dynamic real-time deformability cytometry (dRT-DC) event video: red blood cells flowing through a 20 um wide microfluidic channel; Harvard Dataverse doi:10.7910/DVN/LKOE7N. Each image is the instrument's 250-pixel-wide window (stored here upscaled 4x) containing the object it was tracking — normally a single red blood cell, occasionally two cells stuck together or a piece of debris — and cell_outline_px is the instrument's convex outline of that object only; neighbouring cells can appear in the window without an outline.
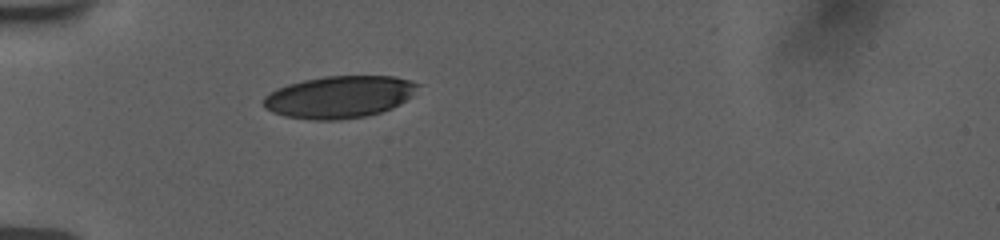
{"species": "human", "species_latin": "Homo sapiens", "temperature_condition": "room temperature", "stored_images_in_passage": 36, "camera_frame_rate_fps": 3000, "um_per_image_px": 0.085, "donor": {"sex": "female"}, "frame": {"image": 1, "passage_image": 1, "time_ms": 0.0, "image_size_px": [1000, 240], "cell_outline_px": [[420, 84], [412, 96], [400, 104], [392, 108], [380, 112], [364, 116], [336, 120], [316, 120], [284, 116], [272, 112], [264, 108], [264, 96], [276, 88], [288, 84], [304, 80], [324, 76], [392, 76], [412, 80]], "centroid_in_image_um": [28.84, 8.23], "position_along_channel_um": 56.2, "area_um2": 37.92}}
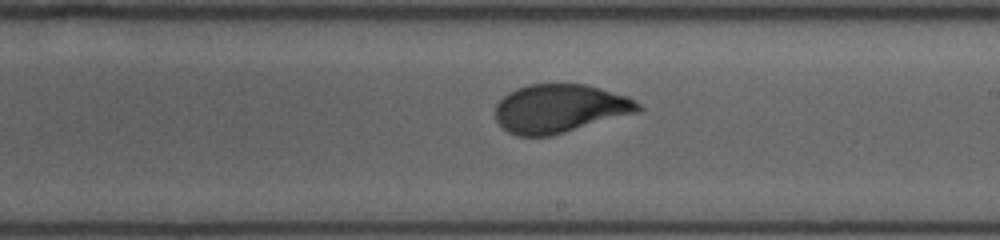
{"frame": {"image": 2, "passage_image": 17, "time_ms": 5.333, "image_size_px": [1000, 240], "cell_outline_px": [[644, 108], [640, 112], [564, 132], [548, 136], [516, 136], [508, 132], [496, 120], [496, 104], [508, 92], [516, 88], [528, 84], [584, 84], [600, 88], [628, 96], [636, 100]], "centroid_in_image_um": [47.61, 9.22], "position_along_channel_um": 241.4, "area_um2": 40.4}}
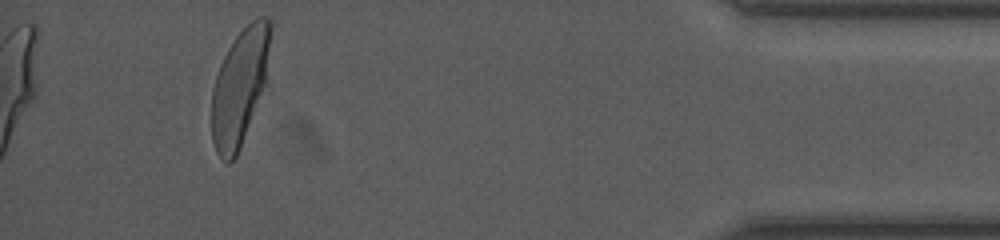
{"frame": {"image": 3, "passage_image": 36, "time_ms": 11.333, "image_size_px": [1000, 240], "cell_outline_px": [[272, 28], [264, 84], [240, 148], [236, 156], [228, 164], [216, 152], [212, 140], [212, 88], [220, 64], [228, 48], [236, 36], [252, 20], [260, 16], [268, 16], [272, 20]], "centroid_in_image_um": [20.36, 7.34], "position_along_channel_um": 414.8, "area_um2": 39.13}, "authors_computed_cell_mechanics": {"area_um2": 40.5467, "velocity_mm_per_s": 3.7608, "shape_relaxation_time_tau1_ms": 4.3693, "shape_relaxation_time_tau2_ms": null, "deformation_change_tau1": 0.1732, "deformation_change_tau2": null}}